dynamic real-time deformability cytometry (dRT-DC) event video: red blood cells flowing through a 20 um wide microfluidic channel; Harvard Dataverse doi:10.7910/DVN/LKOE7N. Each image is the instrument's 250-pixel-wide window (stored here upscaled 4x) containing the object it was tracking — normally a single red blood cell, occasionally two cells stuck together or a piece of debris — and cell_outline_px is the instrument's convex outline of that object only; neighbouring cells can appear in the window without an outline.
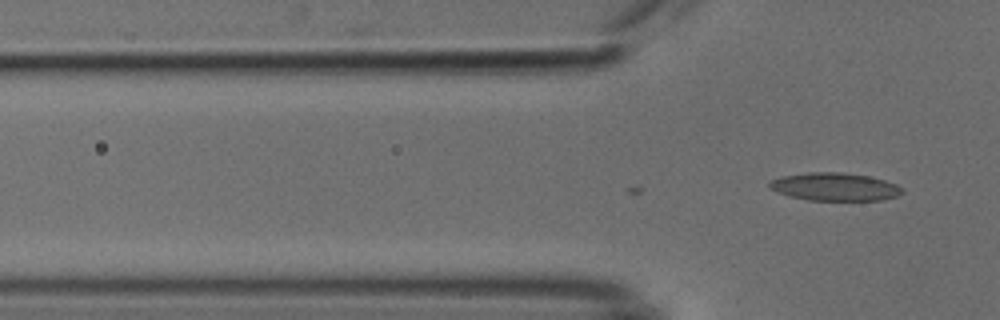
{"species": "common noctule bat (a hibernating species)", "species_latin": "Nyctalus noctula", "temperature_condition": "cold", "stored_images_in_passage": 2, "camera_frame_rate_fps": 3000, "um_per_image_px": 0.085, "animal": {"sex": "male", "body_mass_g": 18.8}, "frame": {"image": 1, "passage_image": 2, "time_ms": 0.333, "image_size_px": [1000, 320], "cell_outline_px": [[904, 192], [896, 196], [880, 200], [808, 200], [788, 196], [776, 192], [768, 188], [768, 184], [772, 180], [784, 176], [808, 172], [844, 172], [868, 176], [884, 180], [896, 184]], "centroid_in_image_um": [70.92, 15.88], "position_along_channel_um": 54.9, "area_um2": 21.56}}